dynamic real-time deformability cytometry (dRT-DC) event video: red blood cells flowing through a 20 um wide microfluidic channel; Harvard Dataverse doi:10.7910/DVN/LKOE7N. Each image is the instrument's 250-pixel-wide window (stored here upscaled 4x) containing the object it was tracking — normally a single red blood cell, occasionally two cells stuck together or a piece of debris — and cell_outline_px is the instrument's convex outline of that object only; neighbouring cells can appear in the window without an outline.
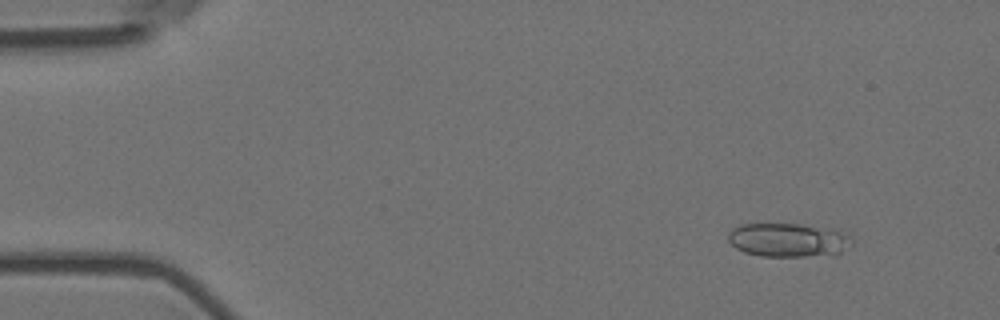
{"species": "Egyptian fruit bat (a non-hibernating species)", "species_latin": "Rousettus aegyptiacus", "temperature_condition": "room temperature", "stored_images_in_passage": 7, "camera_frame_rate_fps": 3000, "um_per_image_px": 0.085, "animal": {"sex": "female"}, "frame": {"image": 1, "passage_image": 2, "time_ms": 0.333, "image_size_px": [1000, 320], "cell_outline_px": [[852, 244], [836, 256], [760, 256], [744, 252], [736, 248], [728, 240], [728, 232], [732, 228], [740, 224], [800, 224], [832, 228], [852, 236]], "centroid_in_image_um": [67.04, 20.4], "position_along_channel_um": 18.0, "area_um2": 24.8}}
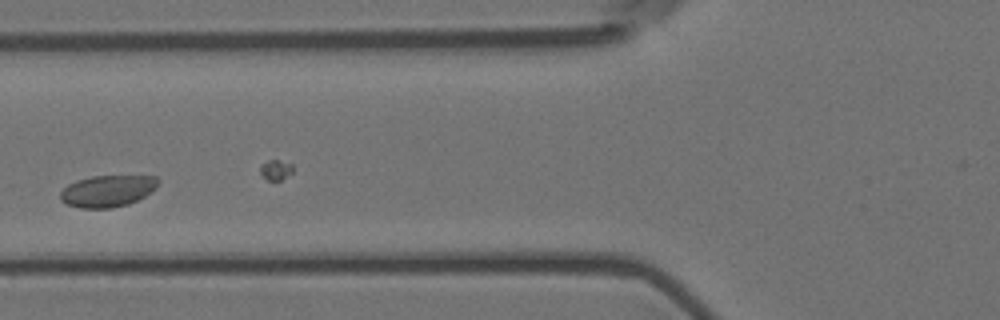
{"frame": {"image": 2, "passage_image": 7, "time_ms": 2.0, "image_size_px": [1000, 320], "cell_outline_px": [[160, 180], [156, 188], [144, 196], [128, 204], [112, 208], [80, 208], [64, 204], [60, 200], [60, 192], [68, 184], [76, 180], [92, 176], [156, 176]], "centroid_in_image_um": [9.11, 16.24], "position_along_channel_um": 116.7, "area_um2": 18.15}}